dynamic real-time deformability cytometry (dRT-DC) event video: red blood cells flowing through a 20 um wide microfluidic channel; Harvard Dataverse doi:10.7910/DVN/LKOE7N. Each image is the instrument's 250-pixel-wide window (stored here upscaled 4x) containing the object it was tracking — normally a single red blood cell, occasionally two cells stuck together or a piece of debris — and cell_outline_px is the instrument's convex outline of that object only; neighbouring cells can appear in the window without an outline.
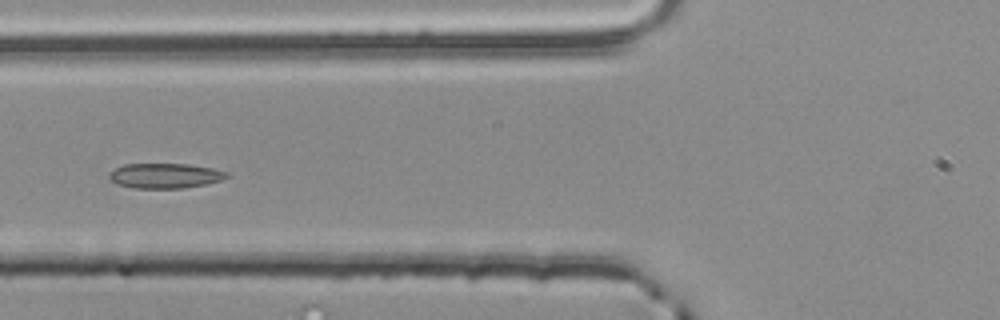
{"species": "common noctule bat (a hibernating species)", "species_latin": "Nyctalus noctula", "temperature_condition": "room temperature", "stored_images_in_passage": 4, "camera_frame_rate_fps": 3000, "um_per_image_px": 0.085, "animal": {"sex": "male", "body_mass_g": 20.4}, "frame": {"image": 1, "passage_image": 4, "time_ms": 1.0, "image_size_px": [1000, 320], "cell_outline_px": [[232, 176], [220, 180], [204, 184], [184, 188], [132, 188], [120, 184], [112, 180], [108, 176], [116, 168], [124, 164], [188, 164], [212, 168], [228, 172]], "centroid_in_image_um": [14.08, 14.93], "position_along_channel_um": 111.7, "area_um2": 16.94}}